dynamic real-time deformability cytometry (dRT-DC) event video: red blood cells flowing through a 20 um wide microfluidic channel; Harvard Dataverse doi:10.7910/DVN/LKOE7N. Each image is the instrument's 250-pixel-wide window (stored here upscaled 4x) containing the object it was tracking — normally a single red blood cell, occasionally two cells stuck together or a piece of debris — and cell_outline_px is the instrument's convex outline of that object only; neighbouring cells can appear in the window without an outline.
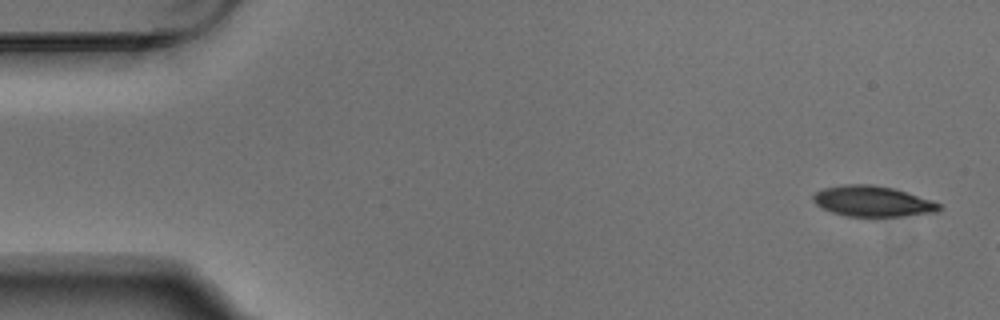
{"species": "Egyptian fruit bat (a non-hibernating species)", "species_latin": "Rousettus aegyptiacus", "temperature_condition": "warm", "stored_images_in_passage": 5, "camera_frame_rate_fps": 3000, "um_per_image_px": 0.085, "animal": {"sex": "male"}, "frame": {"image": 1, "passage_image": 1, "time_ms": 0.0, "image_size_px": [1000, 320], "cell_outline_px": [[944, 208], [936, 212], [904, 216], [848, 216], [832, 212], [816, 204], [812, 200], [812, 196], [816, 192], [824, 188], [844, 184], [872, 184], [892, 188], [940, 204]], "centroid_in_image_um": [74.14, 17.11], "position_along_channel_um": 10.9, "area_um2": 22.14}}